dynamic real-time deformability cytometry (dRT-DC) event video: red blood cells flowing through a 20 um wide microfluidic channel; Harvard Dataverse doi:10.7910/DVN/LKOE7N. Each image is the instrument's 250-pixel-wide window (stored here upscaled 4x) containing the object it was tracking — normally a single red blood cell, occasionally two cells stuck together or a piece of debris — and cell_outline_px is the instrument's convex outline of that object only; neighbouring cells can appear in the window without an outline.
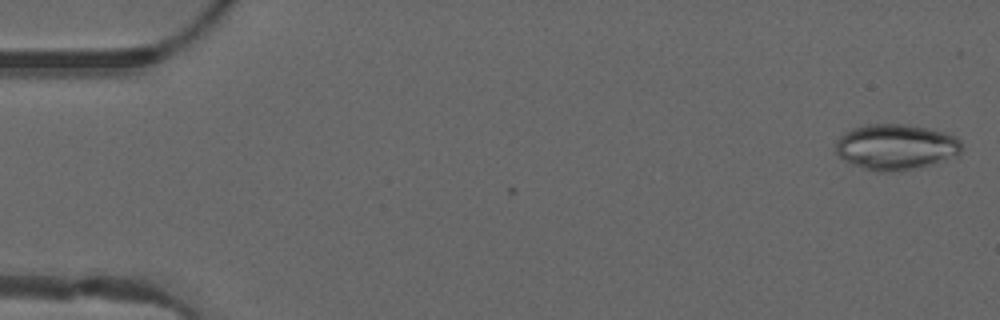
{"species": "common noctule bat (a hibernating species)", "species_latin": "Nyctalus noctula", "temperature_condition": "warm", "stored_images_in_passage": 2, "camera_frame_rate_fps": 3000, "um_per_image_px": 0.085, "animal": {"sex": "male", "forearm_length_mm": 52.5}, "frame": {"image": 1, "passage_image": 2, "time_ms": 0.333, "image_size_px": [1000, 320], "cell_outline_px": [[960, 152], [956, 156], [932, 164], [912, 168], [884, 172], [872, 172], [848, 164], [836, 152], [836, 140], [844, 132], [852, 128], [864, 124], [904, 124], [944, 132], [956, 136], [960, 140]], "centroid_in_image_um": [76.08, 12.49], "position_along_channel_um": 8.9, "area_um2": 33.58}}